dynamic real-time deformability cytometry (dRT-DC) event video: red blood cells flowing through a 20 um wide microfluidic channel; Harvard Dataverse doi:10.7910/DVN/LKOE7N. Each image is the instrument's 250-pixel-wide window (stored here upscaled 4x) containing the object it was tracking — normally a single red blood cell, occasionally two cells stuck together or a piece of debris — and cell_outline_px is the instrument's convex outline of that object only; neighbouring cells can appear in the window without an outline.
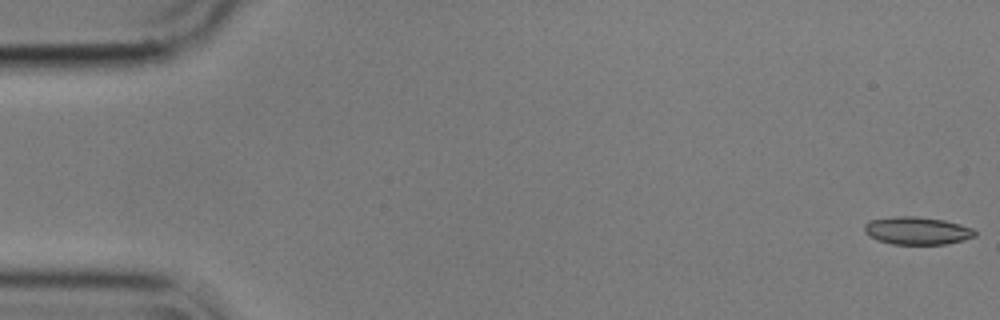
{"species": "common noctule bat (a hibernating species)", "species_latin": "Nyctalus noctula", "temperature_condition": "cold", "stored_images_in_passage": 56, "camera_frame_rate_fps": 3000, "um_per_image_px": 0.085, "animal": {"sex": "male", "body_mass_g": 17.9}, "frame": {"image": 1, "passage_image": 1, "time_ms": 0.0, "image_size_px": [1000, 320], "cell_outline_px": [[976, 236], [964, 240], [944, 244], [892, 244], [880, 240], [864, 232], [864, 224], [868, 220], [896, 216], [916, 216], [944, 220], [960, 224], [972, 228], [976, 232]], "centroid_in_image_um": [77.96, 19.6], "position_along_channel_um": 7.0, "area_um2": 17.8}}
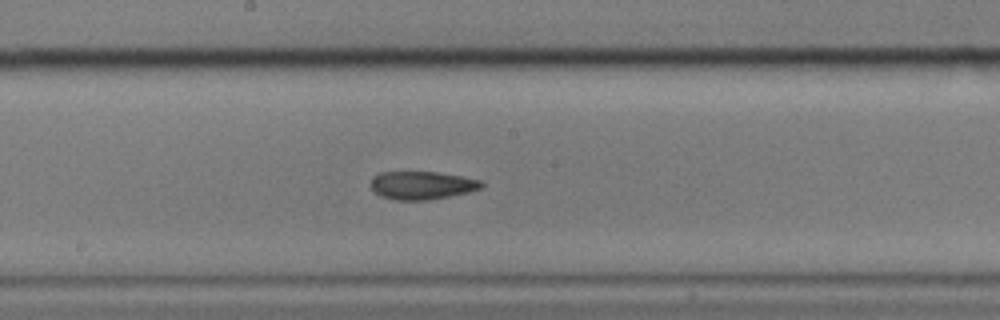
{"frame": {"image": 2, "passage_image": 30, "time_ms": 9.667, "image_size_px": [1000, 320], "cell_outline_px": [[484, 184], [480, 188], [468, 192], [428, 200], [396, 200], [380, 196], [372, 188], [372, 176], [380, 172], [436, 172], [460, 176], [480, 180]], "centroid_in_image_um": [35.84, 15.75], "position_along_channel_um": 212.4, "area_um2": 17.92}}
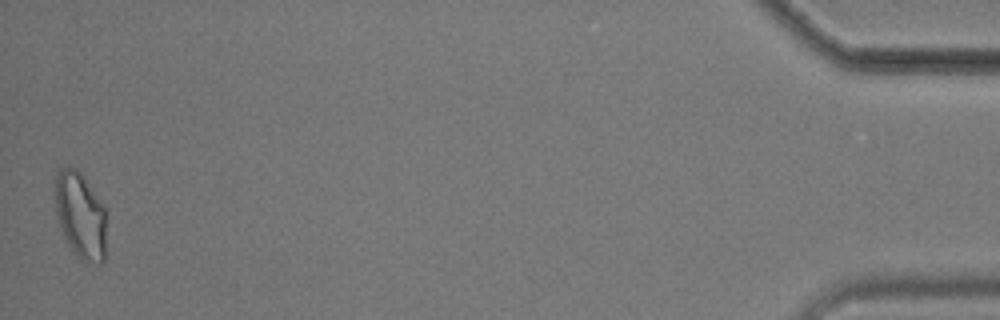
{"frame": {"image": 3, "passage_image": 56, "time_ms": 18.333, "image_size_px": [1000, 320], "cell_outline_px": [[104, 264], [88, 264], [80, 260], [76, 256], [68, 244], [60, 228], [56, 212], [56, 176], [60, 168], [68, 164], [76, 168], [80, 172], [104, 208]], "centroid_in_image_um": [6.81, 18.34], "position_along_channel_um": 428.4, "area_um2": 25.55}, "authors_computed_cell_mechanics": {"area_um2": 18.7561, "velocity_mm_per_s": 3.5412, "shape_relaxation_time_tau1_ms": null, "shape_relaxation_time_tau2_ms": 4.9743, "deformation_change_tau1": null, "deformation_change_tau2": 0.1084}}